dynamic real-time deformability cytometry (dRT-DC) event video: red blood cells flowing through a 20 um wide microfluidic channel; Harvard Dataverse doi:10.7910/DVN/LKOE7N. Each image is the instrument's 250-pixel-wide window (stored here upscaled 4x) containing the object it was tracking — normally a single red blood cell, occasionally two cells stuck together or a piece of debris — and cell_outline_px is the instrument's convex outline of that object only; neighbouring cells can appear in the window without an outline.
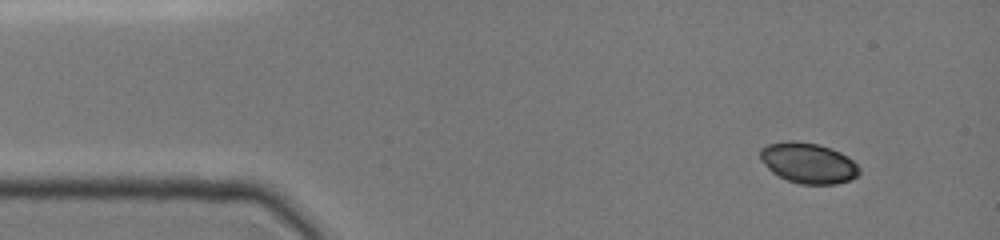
{"species": "common noctule bat (a hibernating species)", "species_latin": "Nyctalus noctula", "temperature_condition": "cold", "stored_images_in_passage": 1, "camera_frame_rate_fps": 3000, "um_per_image_px": 0.085, "animal": {"sex": "female", "body_mass_g": 19.0, "forearm_length_mm": 51.5}, "frame": {"image": 1, "passage_image": 1, "time_ms": 0.0, "image_size_px": [1000, 240], "cell_outline_px": [[168, 108], [128, 116], [112, 100], [112, 76], [144, 80], [164, 92], [168, 96]], "centroid_in_image_um": [11.68, 8.17], "position_along_channel_um": 73.3, "area_um2": 11.68}}